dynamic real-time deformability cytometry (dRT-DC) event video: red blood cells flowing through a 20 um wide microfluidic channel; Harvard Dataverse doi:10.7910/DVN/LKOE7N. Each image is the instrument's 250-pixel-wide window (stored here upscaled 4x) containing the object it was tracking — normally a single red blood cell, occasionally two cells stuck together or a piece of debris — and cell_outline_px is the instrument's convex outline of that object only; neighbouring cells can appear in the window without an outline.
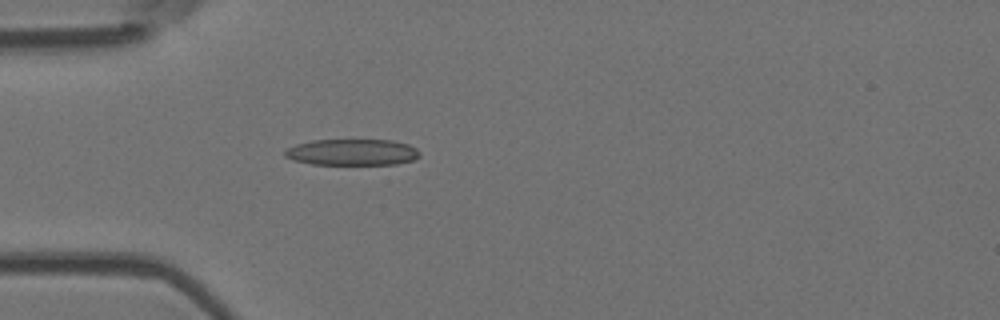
{"species": "Egyptian fruit bat (a non-hibernating species)", "species_latin": "Rousettus aegyptiacus", "temperature_condition": "room temperature", "stored_images_in_passage": 2, "camera_frame_rate_fps": 3000, "um_per_image_px": 0.085, "animal": {"sex": "female"}, "frame": {"image": 1, "passage_image": 2, "time_ms": 1.0, "image_size_px": [1000, 320], "cell_outline_px": [[420, 156], [412, 160], [396, 164], [312, 164], [292, 160], [284, 156], [284, 152], [288, 148], [296, 144], [312, 140], [392, 140], [408, 144], [416, 148], [420, 152]], "centroid_in_image_um": [29.93, 12.93], "position_along_channel_um": 55.1, "area_um2": 20.63}}